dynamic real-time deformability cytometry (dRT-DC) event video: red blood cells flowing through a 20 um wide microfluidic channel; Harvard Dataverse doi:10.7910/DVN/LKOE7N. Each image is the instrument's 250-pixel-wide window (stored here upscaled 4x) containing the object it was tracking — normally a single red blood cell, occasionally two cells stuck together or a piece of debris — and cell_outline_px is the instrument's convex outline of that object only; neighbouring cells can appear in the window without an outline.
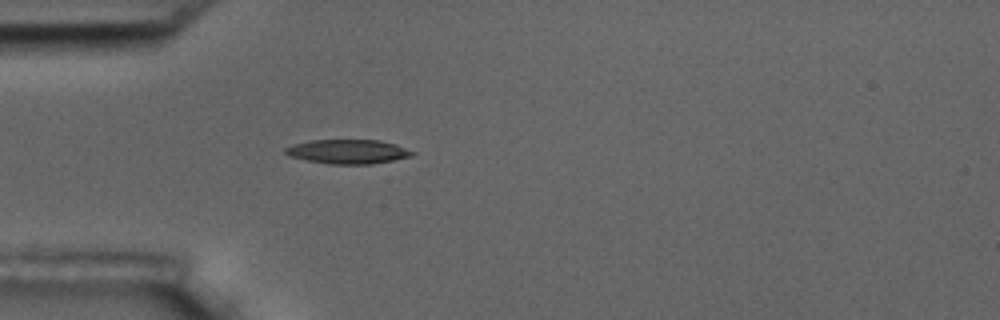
{"species": "common noctule bat (a hibernating species)", "species_latin": "Nyctalus noctula", "temperature_condition": "room temperature", "stored_images_in_passage": 4, "camera_frame_rate_fps": 3000, "um_per_image_px": 0.085, "animal": {"sex": "male", "body_mass_g": 17.5, "forearm_length_mm": 52.3}, "frame": {"image": 1, "passage_image": 4, "time_ms": 4.333, "image_size_px": [1000, 320], "cell_outline_px": [[416, 152], [412, 156], [372, 164], [328, 164], [288, 156], [284, 152], [284, 148], [292, 144], [312, 140], [380, 140], [396, 144]], "centroid_in_image_um": [29.56, 12.88], "position_along_channel_um": 55.4, "area_um2": 17.98}}